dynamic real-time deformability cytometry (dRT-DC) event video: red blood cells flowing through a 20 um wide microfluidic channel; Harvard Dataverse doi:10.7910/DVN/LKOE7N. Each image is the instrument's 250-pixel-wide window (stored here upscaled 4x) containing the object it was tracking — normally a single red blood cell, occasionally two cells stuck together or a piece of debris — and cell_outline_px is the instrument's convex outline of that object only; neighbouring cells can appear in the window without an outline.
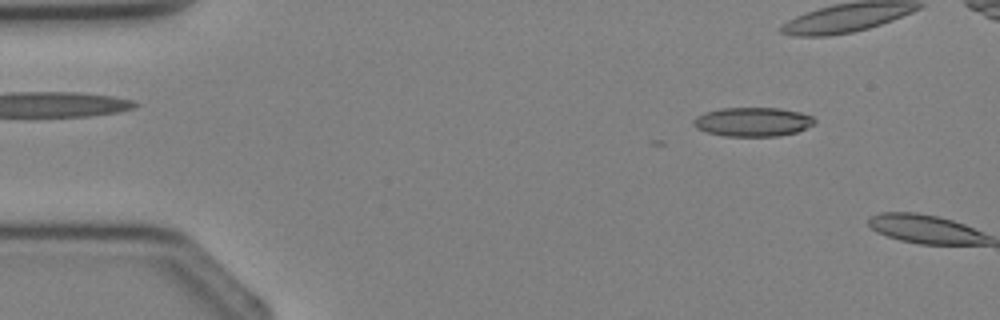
{"species": "Egyptian fruit bat (a non-hibernating species)", "species_latin": "Rousettus aegyptiacus", "temperature_condition": "cold", "stored_images_in_passage": 3, "camera_frame_rate_fps": 3000, "um_per_image_px": 0.085, "animal": {"sex": "female"}, "frame": {"image": 1, "passage_image": 2, "time_ms": 1.333, "image_size_px": [1000, 320], "cell_outline_px": [[816, 124], [796, 132], [776, 136], [724, 136], [708, 132], [696, 128], [692, 124], [692, 120], [696, 116], [704, 112], [720, 108], [780, 108], [800, 112], [812, 116], [816, 120]], "centroid_in_image_um": [63.98, 10.35], "position_along_channel_um": 21.0, "area_um2": 20.63}}